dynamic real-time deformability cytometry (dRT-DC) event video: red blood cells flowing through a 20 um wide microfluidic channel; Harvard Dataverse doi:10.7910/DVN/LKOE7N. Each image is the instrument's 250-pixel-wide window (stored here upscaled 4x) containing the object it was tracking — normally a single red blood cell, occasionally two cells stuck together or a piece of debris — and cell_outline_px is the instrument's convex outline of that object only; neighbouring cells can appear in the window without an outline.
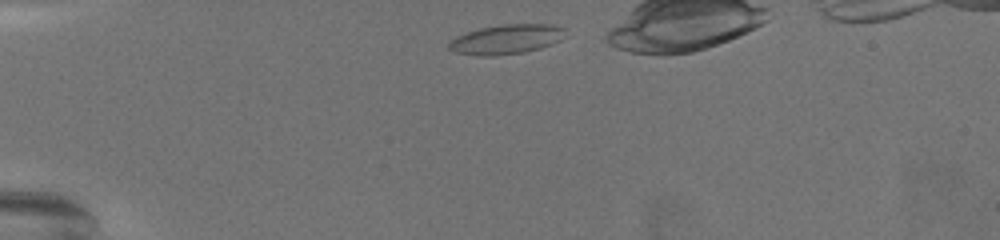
{"species": "common noctule bat (a hibernating species)", "species_latin": "Nyctalus noctula", "temperature_condition": "warm", "stored_images_in_passage": 47, "camera_frame_rate_fps": 3000, "um_per_image_px": 0.085, "animal": {"sex": "female", "body_mass_g": 19.5, "forearm_length_mm": 54.1}, "frame": {"image": 1, "passage_image": 4, "time_ms": 1.0, "image_size_px": [1000, 240], "cell_outline_px": [[564, 28], [560, 40], [552, 44], [540, 48], [524, 52], [492, 56], [476, 56], [456, 52], [448, 48], [448, 44], [456, 36], [480, 28], [504, 24], [552, 24]], "centroid_in_image_um": [43.01, 3.34], "position_along_channel_um": 42.0, "area_um2": 19.88}}
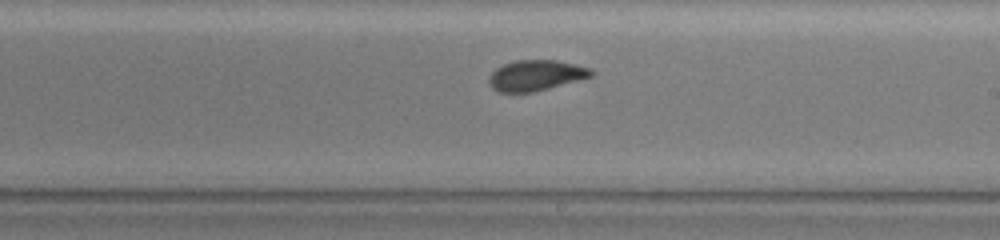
{"frame": {"image": 2, "passage_image": 29, "time_ms": 9.333, "image_size_px": [1000, 240], "cell_outline_px": [[596, 72], [592, 76], [548, 88], [532, 92], [500, 92], [492, 88], [488, 84], [488, 76], [496, 68], [504, 64], [516, 60], [556, 60], [576, 64], [592, 68]], "centroid_in_image_um": [45.54, 6.4], "position_along_channel_um": 243.5, "area_um2": 18.26}}
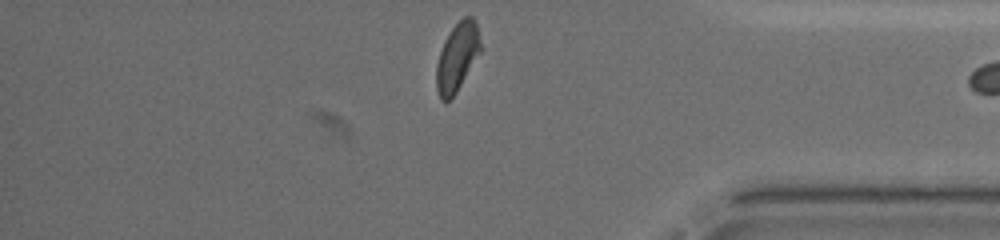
{"frame": {"image": 3, "passage_image": 46, "time_ms": 15.0, "image_size_px": [1000, 240], "cell_outline_px": [[480, 52], [456, 92], [448, 100], [440, 100], [436, 88], [436, 64], [444, 40], [448, 32], [464, 16], [472, 16], [476, 20], [480, 44]], "centroid_in_image_um": [38.84, 4.82], "position_along_channel_um": 396.4, "area_um2": 17.34}}